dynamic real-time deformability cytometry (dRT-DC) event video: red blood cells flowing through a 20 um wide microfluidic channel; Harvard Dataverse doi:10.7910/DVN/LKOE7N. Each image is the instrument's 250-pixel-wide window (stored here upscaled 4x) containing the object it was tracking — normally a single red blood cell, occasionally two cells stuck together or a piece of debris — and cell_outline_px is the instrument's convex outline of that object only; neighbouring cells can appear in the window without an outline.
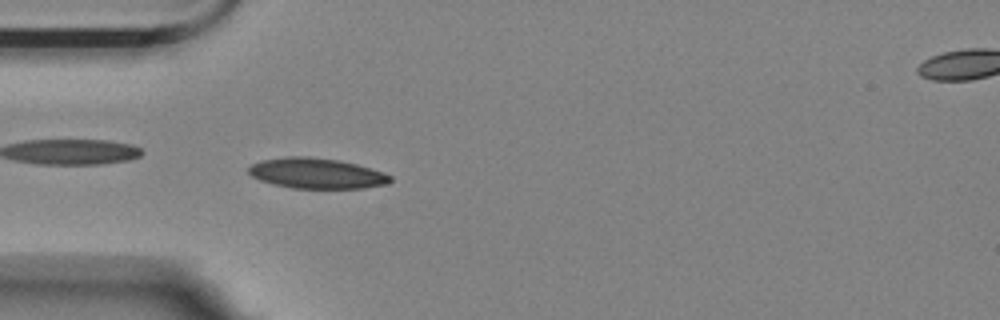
{"species": "Egyptian fruit bat (a non-hibernating species)", "species_latin": "Rousettus aegyptiacus", "temperature_condition": "room temperature", "stored_images_in_passage": 5, "segment_of_instrument_passage": [1, 2], "camera_frame_rate_fps": 3000, "um_per_image_px": 0.085, "animal": {"sex": "female"}, "frame": {"image": 1, "passage_image": 4, "time_ms": 1.0, "image_size_px": [1000, 320], "cell_outline_px": [[392, 180], [384, 184], [364, 188], [292, 188], [272, 184], [260, 180], [252, 176], [248, 172], [248, 168], [252, 164], [264, 160], [288, 156], [308, 156], [340, 160], [356, 164], [384, 172], [392, 176]], "centroid_in_image_um": [26.91, 14.73], "position_along_channel_um": 58.1, "area_um2": 25.09}}